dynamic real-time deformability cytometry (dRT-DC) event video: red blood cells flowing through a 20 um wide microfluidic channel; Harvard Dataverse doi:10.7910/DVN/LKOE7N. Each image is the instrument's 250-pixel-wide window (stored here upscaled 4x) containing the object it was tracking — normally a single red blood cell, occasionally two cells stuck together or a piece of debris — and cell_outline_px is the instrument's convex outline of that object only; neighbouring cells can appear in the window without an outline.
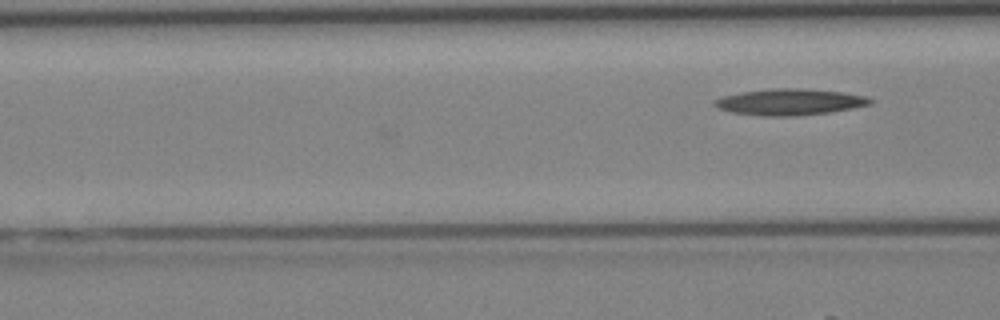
{"species": "Egyptian fruit bat (a non-hibernating species)", "species_latin": "Rousettus aegyptiacus", "temperature_condition": "cold", "stored_images_in_passage": 9, "camera_frame_rate_fps": 3000, "um_per_image_px": 0.085, "animal": {"sex": "female"}, "frame": {"image": 1, "passage_image": 9, "time_ms": 2.667, "image_size_px": [1000, 320], "cell_outline_px": [[876, 100], [872, 104], [832, 112], [796, 116], [764, 116], [732, 112], [716, 108], [712, 104], [716, 100], [724, 96], [740, 92], [772, 88], [804, 88], [844, 92], [864, 96]], "centroid_in_image_um": [67.16, 8.66], "position_along_channel_um": 99.4, "area_um2": 24.04}}